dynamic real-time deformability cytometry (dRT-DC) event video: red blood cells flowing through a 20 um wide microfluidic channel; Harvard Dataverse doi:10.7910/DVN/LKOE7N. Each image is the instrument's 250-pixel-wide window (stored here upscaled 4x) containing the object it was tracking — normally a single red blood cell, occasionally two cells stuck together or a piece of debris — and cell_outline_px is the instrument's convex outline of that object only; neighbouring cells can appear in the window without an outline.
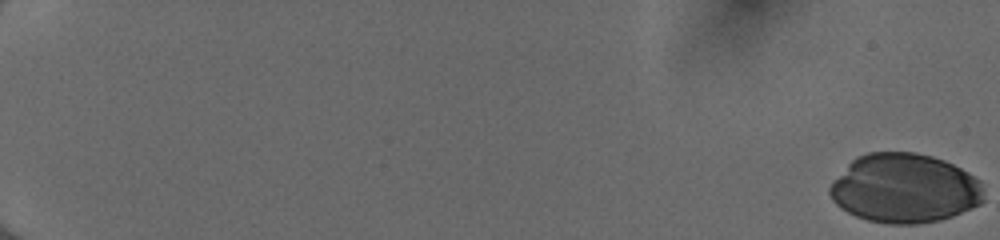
{"species": "human", "species_latin": "Homo sapiens", "temperature_condition": "cold", "stored_images_in_passage": 19, "camera_frame_rate_fps": 3000, "um_per_image_px": 0.085, "donor": {"sex": "female"}, "frame": {"image": 1, "passage_image": 1, "time_ms": 0.0, "image_size_px": [1000, 240], "cell_outline_px": [[984, 200], [980, 204], [952, 216], [940, 220], [920, 224], [888, 224], [868, 220], [856, 216], [840, 208], [832, 200], [828, 192], [828, 188], [832, 180], [856, 156], [868, 152], [916, 152], [932, 156], [944, 160], [968, 172], [980, 180], [984, 192]], "centroid_in_image_um": [76.87, 16.01], "position_along_channel_um": 8.1, "area_um2": 62.6}}